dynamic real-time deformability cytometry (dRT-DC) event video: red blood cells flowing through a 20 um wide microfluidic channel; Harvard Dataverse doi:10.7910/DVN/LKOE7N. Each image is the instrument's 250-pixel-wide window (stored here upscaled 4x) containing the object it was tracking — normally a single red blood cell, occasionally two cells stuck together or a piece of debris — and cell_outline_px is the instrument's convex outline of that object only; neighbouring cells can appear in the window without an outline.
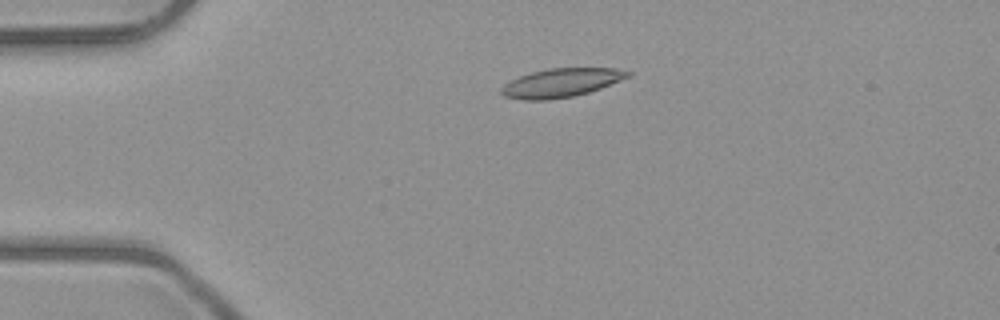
{"species": "common noctule bat (a hibernating species)", "species_latin": "Nyctalus noctula", "temperature_condition": "room temperature", "stored_images_in_passage": 5, "camera_frame_rate_fps": 3000, "um_per_image_px": 0.085, "animal": {"sex": "male", "body_mass_g": 23.1, "forearm_length_mm": 52.7}, "frame": {"image": 1, "passage_image": 5, "time_ms": 4.667, "image_size_px": [1000, 320], "cell_outline_px": [[632, 76], [600, 88], [588, 92], [572, 96], [548, 100], [524, 100], [504, 96], [500, 92], [500, 88], [504, 84], [520, 76], [532, 72], [548, 68], [612, 68], [632, 72]], "centroid_in_image_um": [47.7, 7.03], "position_along_channel_um": 37.3, "area_um2": 21.04}}